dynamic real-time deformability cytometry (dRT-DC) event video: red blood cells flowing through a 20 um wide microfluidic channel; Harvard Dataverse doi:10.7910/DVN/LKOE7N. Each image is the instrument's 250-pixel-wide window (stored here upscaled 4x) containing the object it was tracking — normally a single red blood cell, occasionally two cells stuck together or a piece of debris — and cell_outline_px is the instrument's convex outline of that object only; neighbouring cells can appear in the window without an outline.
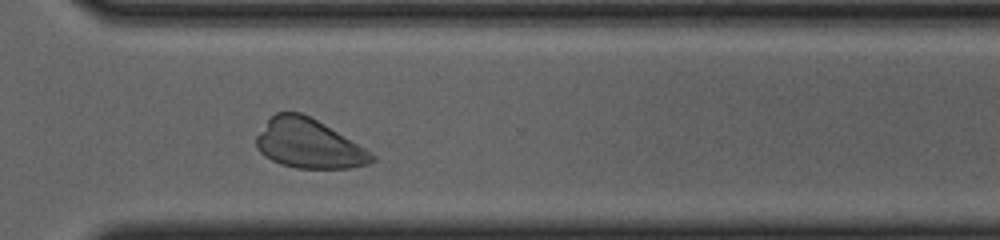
{"species": "common noctule bat (a hibernating species)", "species_latin": "Nyctalus noctula", "temperature_condition": "cold", "stored_images_in_passage": 33, "camera_frame_rate_fps": 3000, "um_per_image_px": 0.085, "animal": {"sex": "female", "body_mass_g": 23.0, "forearm_length_mm": 53.4}, "frame": {"image": 1, "passage_image": 29, "time_ms": 9.333, "image_size_px": [1000, 240], "cell_outline_px": [[376, 160], [368, 164], [352, 168], [296, 168], [280, 164], [264, 156], [256, 148], [256, 136], [268, 120], [276, 112], [300, 112], [324, 124], [364, 148], [376, 156]], "centroid_in_image_um": [26.22, 12.23], "position_along_channel_um": 344.4, "area_um2": 32.83}}